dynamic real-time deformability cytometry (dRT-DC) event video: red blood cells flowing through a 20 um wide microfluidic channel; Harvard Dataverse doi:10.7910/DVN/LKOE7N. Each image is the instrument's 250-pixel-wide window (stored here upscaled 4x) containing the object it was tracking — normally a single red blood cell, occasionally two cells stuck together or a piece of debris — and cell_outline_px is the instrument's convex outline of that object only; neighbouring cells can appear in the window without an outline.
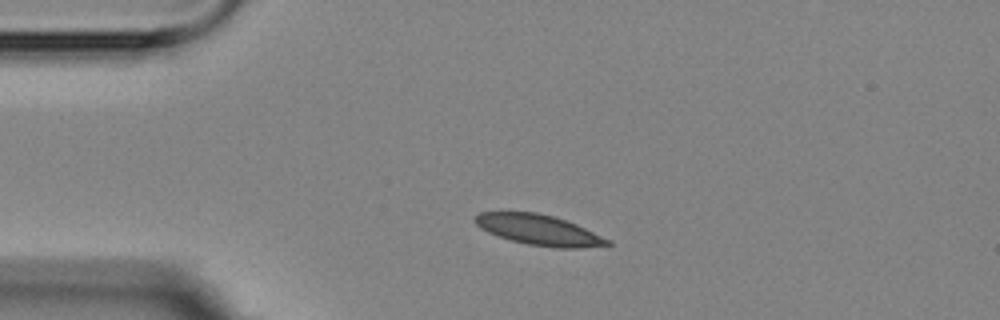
{"species": "Egyptian fruit bat (a non-hibernating species)", "species_latin": "Rousettus aegyptiacus", "temperature_condition": "room temperature", "stored_images_in_passage": 3, "camera_frame_rate_fps": 3000, "um_per_image_px": 0.085, "animal": {"sex": "female"}, "frame": {"image": 1, "passage_image": 2, "time_ms": 1.0, "image_size_px": [1000, 320], "cell_outline_px": [[612, 244], [580, 248], [552, 248], [528, 244], [512, 240], [488, 232], [480, 228], [472, 220], [472, 216], [480, 212], [536, 212], [552, 216], [576, 224], [612, 240]], "centroid_in_image_um": [45.79, 19.54], "position_along_channel_um": 39.2, "area_um2": 23.47}}